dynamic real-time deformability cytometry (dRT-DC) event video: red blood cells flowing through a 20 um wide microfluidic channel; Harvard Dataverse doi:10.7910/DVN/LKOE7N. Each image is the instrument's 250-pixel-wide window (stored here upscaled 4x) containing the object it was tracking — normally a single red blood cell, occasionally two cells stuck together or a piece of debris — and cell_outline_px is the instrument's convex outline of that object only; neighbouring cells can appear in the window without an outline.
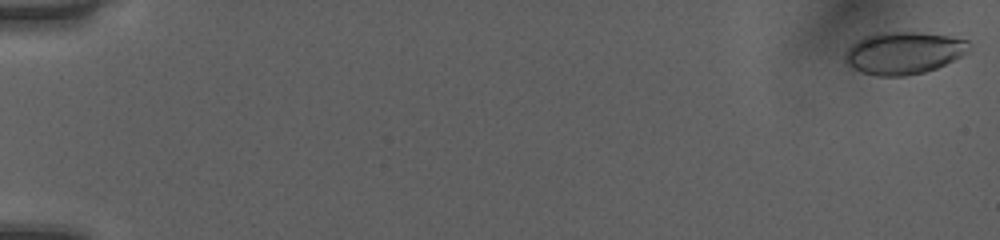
{"species": "human", "species_latin": "Homo sapiens", "temperature_condition": "room temperature", "stored_images_in_passage": 52, "camera_frame_rate_fps": 3000, "um_per_image_px": 0.085, "donor": {"sex": "female"}, "frame": {"image": 1, "passage_image": 1, "time_ms": 0.0, "image_size_px": [1000, 240], "cell_outline_px": [[968, 52], [936, 68], [924, 72], [904, 76], [876, 76], [860, 72], [852, 68], [844, 60], [844, 56], [848, 48], [856, 40], [864, 36], [880, 32], [920, 32], [948, 36], [968, 40]], "centroid_in_image_um": [76.76, 4.5], "position_along_channel_um": 8.2, "area_um2": 30.52}}
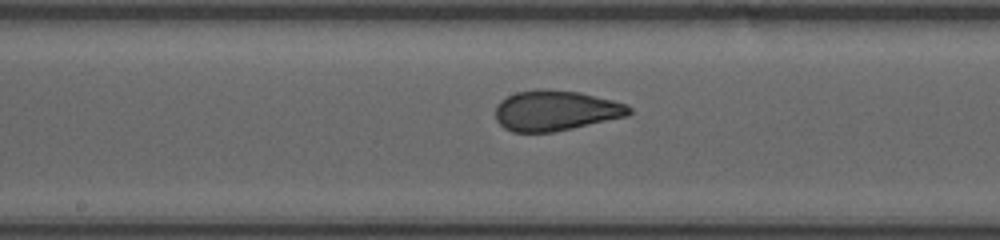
{"frame": {"image": 2, "passage_image": 29, "time_ms": 9.333, "image_size_px": [1000, 240], "cell_outline_px": [[632, 112], [628, 116], [572, 128], [552, 132], [512, 132], [504, 128], [496, 120], [496, 104], [500, 100], [516, 92], [536, 88], [544, 88], [580, 92], [628, 104], [632, 108]], "centroid_in_image_um": [47.22, 9.39], "position_along_channel_um": 201.0, "area_um2": 31.67}}
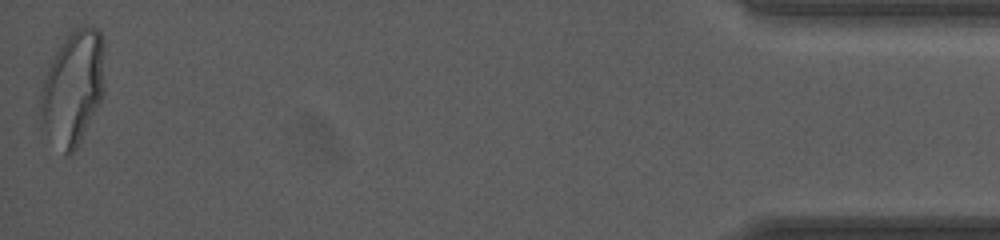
{"frame": {"image": 3, "passage_image": 52, "time_ms": 17.0, "image_size_px": [1000, 240], "cell_outline_px": [[104, 48], [100, 100], [76, 148], [68, 156], [64, 152], [48, 132], [44, 124], [40, 112], [40, 92], [52, 56], [68, 32], [80, 24], [88, 24], [96, 28], [104, 36]], "centroid_in_image_um": [6.2, 7.32], "position_along_channel_um": 429.0, "area_um2": 41.73}, "authors_computed_cell_mechanics": {"area_um2": 31.1542, "velocity_mm_per_s": 4.049, "shape_relaxation_time_tau1_ms": 7.6728, "shape_relaxation_time_tau2_ms": null, "deformation_change_tau1": 0.1977, "deformation_change_tau2": null}}